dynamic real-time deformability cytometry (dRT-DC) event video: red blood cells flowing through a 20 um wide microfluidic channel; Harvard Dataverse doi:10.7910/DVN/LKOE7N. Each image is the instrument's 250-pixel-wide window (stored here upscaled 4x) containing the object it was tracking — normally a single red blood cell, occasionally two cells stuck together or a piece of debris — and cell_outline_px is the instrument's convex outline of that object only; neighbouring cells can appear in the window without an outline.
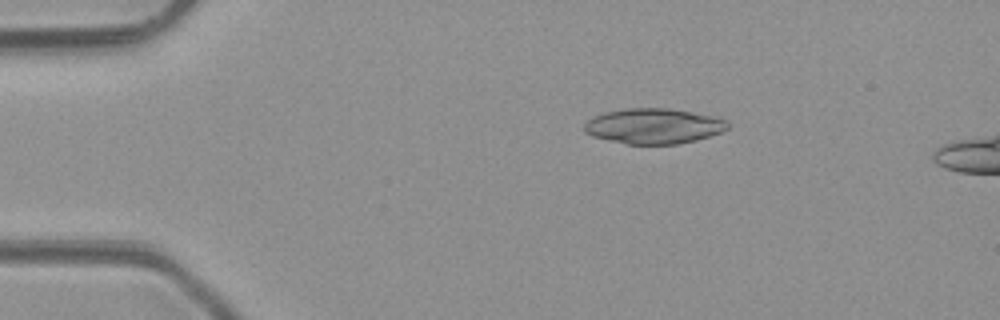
{"species": "common noctule bat (a hibernating species)", "species_latin": "Nyctalus noctula", "temperature_condition": "room temperature", "stored_images_in_passage": 5, "camera_frame_rate_fps": 3000, "um_per_image_px": 0.085, "animal": {"sex": "male", "body_mass_g": 23.1, "forearm_length_mm": 52.7}, "frame": {"image": 1, "passage_image": 3, "time_ms": 2.333, "image_size_px": [1000, 320], "cell_outline_px": [[728, 128], [720, 132], [696, 140], [676, 144], [628, 144], [592, 136], [584, 132], [584, 124], [588, 120], [604, 112], [624, 108], [668, 108], [716, 116], [728, 120]], "centroid_in_image_um": [55.57, 10.71], "position_along_channel_um": 29.4, "area_um2": 29.48}}